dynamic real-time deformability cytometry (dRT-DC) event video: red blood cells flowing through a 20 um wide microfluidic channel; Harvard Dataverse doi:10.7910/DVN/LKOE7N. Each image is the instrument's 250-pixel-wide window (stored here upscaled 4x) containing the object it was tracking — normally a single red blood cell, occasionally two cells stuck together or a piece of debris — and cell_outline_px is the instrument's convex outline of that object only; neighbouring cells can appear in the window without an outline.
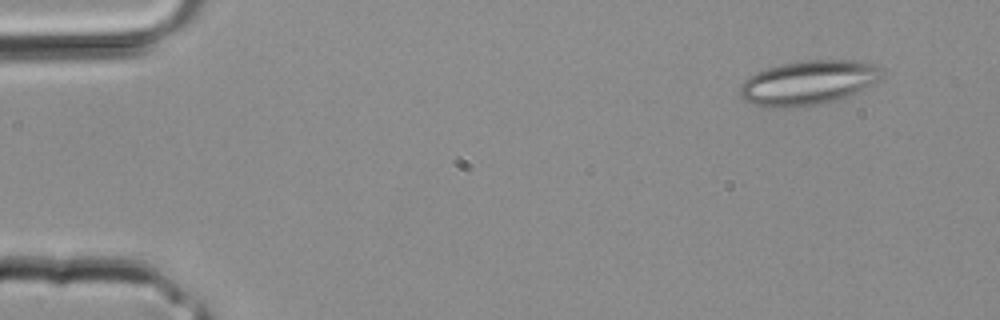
{"species": "common noctule bat (a hibernating species)", "species_latin": "Nyctalus noctula", "temperature_condition": "room temperature", "stored_images_in_passage": 3, "camera_frame_rate_fps": 3000, "um_per_image_px": 0.085, "animal": {"sex": "male", "body_mass_g": 20.4}, "frame": {"image": 1, "passage_image": 1, "time_ms": 0.0, "image_size_px": [1000, 320], "cell_outline_px": [[884, 76], [880, 80], [852, 96], [820, 104], [792, 108], [764, 108], [752, 104], [744, 100], [740, 96], [740, 84], [748, 76], [756, 72], [780, 64], [808, 60], [860, 60], [876, 64], [884, 72]], "centroid_in_image_um": [68.73, 7.04], "position_along_channel_um": 16.3, "area_um2": 37.51}}